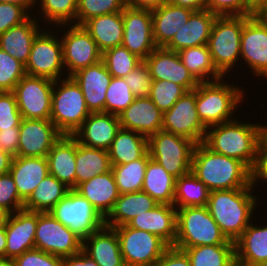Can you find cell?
Here are the masks:
<instances>
[{"instance_id":"cell-1","label":"cell","mask_w":267,"mask_h":266,"mask_svg":"<svg viewBox=\"0 0 267 266\" xmlns=\"http://www.w3.org/2000/svg\"><path fill=\"white\" fill-rule=\"evenodd\" d=\"M191 172L210 192L246 188L251 184V170L242 161L216 153L203 142L195 146Z\"/></svg>"},{"instance_id":"cell-2","label":"cell","mask_w":267,"mask_h":266,"mask_svg":"<svg viewBox=\"0 0 267 266\" xmlns=\"http://www.w3.org/2000/svg\"><path fill=\"white\" fill-rule=\"evenodd\" d=\"M254 187L215 190L209 193L207 207L226 238L235 242L251 223L258 197Z\"/></svg>"},{"instance_id":"cell-3","label":"cell","mask_w":267,"mask_h":266,"mask_svg":"<svg viewBox=\"0 0 267 266\" xmlns=\"http://www.w3.org/2000/svg\"><path fill=\"white\" fill-rule=\"evenodd\" d=\"M233 119L207 128L203 143L212 151L242 161L250 170L259 145V125Z\"/></svg>"},{"instance_id":"cell-4","label":"cell","mask_w":267,"mask_h":266,"mask_svg":"<svg viewBox=\"0 0 267 266\" xmlns=\"http://www.w3.org/2000/svg\"><path fill=\"white\" fill-rule=\"evenodd\" d=\"M222 80L199 83L196 87V110L207 128L235 119L233 113L245 98L243 89Z\"/></svg>"},{"instance_id":"cell-5","label":"cell","mask_w":267,"mask_h":266,"mask_svg":"<svg viewBox=\"0 0 267 266\" xmlns=\"http://www.w3.org/2000/svg\"><path fill=\"white\" fill-rule=\"evenodd\" d=\"M89 115L82 90L72 76L54 81L50 120L62 135H73Z\"/></svg>"},{"instance_id":"cell-6","label":"cell","mask_w":267,"mask_h":266,"mask_svg":"<svg viewBox=\"0 0 267 266\" xmlns=\"http://www.w3.org/2000/svg\"><path fill=\"white\" fill-rule=\"evenodd\" d=\"M176 211L177 234L173 247L235 244L222 233L207 206L183 207Z\"/></svg>"},{"instance_id":"cell-7","label":"cell","mask_w":267,"mask_h":266,"mask_svg":"<svg viewBox=\"0 0 267 266\" xmlns=\"http://www.w3.org/2000/svg\"><path fill=\"white\" fill-rule=\"evenodd\" d=\"M250 16H217L208 47L216 70L226 77L240 59L243 25Z\"/></svg>"},{"instance_id":"cell-8","label":"cell","mask_w":267,"mask_h":266,"mask_svg":"<svg viewBox=\"0 0 267 266\" xmlns=\"http://www.w3.org/2000/svg\"><path fill=\"white\" fill-rule=\"evenodd\" d=\"M195 146L190 139L163 130L148 138L150 158L176 179L191 172Z\"/></svg>"},{"instance_id":"cell-9","label":"cell","mask_w":267,"mask_h":266,"mask_svg":"<svg viewBox=\"0 0 267 266\" xmlns=\"http://www.w3.org/2000/svg\"><path fill=\"white\" fill-rule=\"evenodd\" d=\"M50 213L82 240L105 226V218L74 189H70Z\"/></svg>"},{"instance_id":"cell-10","label":"cell","mask_w":267,"mask_h":266,"mask_svg":"<svg viewBox=\"0 0 267 266\" xmlns=\"http://www.w3.org/2000/svg\"><path fill=\"white\" fill-rule=\"evenodd\" d=\"M126 266H152L170 247L159 236L128 225L113 227Z\"/></svg>"},{"instance_id":"cell-11","label":"cell","mask_w":267,"mask_h":266,"mask_svg":"<svg viewBox=\"0 0 267 266\" xmlns=\"http://www.w3.org/2000/svg\"><path fill=\"white\" fill-rule=\"evenodd\" d=\"M35 248L65 258L82 250V239L50 212H37Z\"/></svg>"},{"instance_id":"cell-12","label":"cell","mask_w":267,"mask_h":266,"mask_svg":"<svg viewBox=\"0 0 267 266\" xmlns=\"http://www.w3.org/2000/svg\"><path fill=\"white\" fill-rule=\"evenodd\" d=\"M48 31L41 30L35 37L25 72L27 75L56 81L63 75L61 72L66 70L63 64L62 43L56 34H52L53 30Z\"/></svg>"},{"instance_id":"cell-13","label":"cell","mask_w":267,"mask_h":266,"mask_svg":"<svg viewBox=\"0 0 267 266\" xmlns=\"http://www.w3.org/2000/svg\"><path fill=\"white\" fill-rule=\"evenodd\" d=\"M54 81L25 75L13 89L23 119H50Z\"/></svg>"},{"instance_id":"cell-14","label":"cell","mask_w":267,"mask_h":266,"mask_svg":"<svg viewBox=\"0 0 267 266\" xmlns=\"http://www.w3.org/2000/svg\"><path fill=\"white\" fill-rule=\"evenodd\" d=\"M162 130L199 144L204 141L207 127L196 110V88L187 91L168 110L163 112Z\"/></svg>"},{"instance_id":"cell-15","label":"cell","mask_w":267,"mask_h":266,"mask_svg":"<svg viewBox=\"0 0 267 266\" xmlns=\"http://www.w3.org/2000/svg\"><path fill=\"white\" fill-rule=\"evenodd\" d=\"M68 30L60 37L63 64L68 76L102 60V52L83 25L67 24Z\"/></svg>"},{"instance_id":"cell-16","label":"cell","mask_w":267,"mask_h":266,"mask_svg":"<svg viewBox=\"0 0 267 266\" xmlns=\"http://www.w3.org/2000/svg\"><path fill=\"white\" fill-rule=\"evenodd\" d=\"M122 18L124 33L121 45L144 61L157 47L153 39L151 10L126 6Z\"/></svg>"},{"instance_id":"cell-17","label":"cell","mask_w":267,"mask_h":266,"mask_svg":"<svg viewBox=\"0 0 267 266\" xmlns=\"http://www.w3.org/2000/svg\"><path fill=\"white\" fill-rule=\"evenodd\" d=\"M240 59L253 75L267 79V24L259 16H250L243 25Z\"/></svg>"},{"instance_id":"cell-18","label":"cell","mask_w":267,"mask_h":266,"mask_svg":"<svg viewBox=\"0 0 267 266\" xmlns=\"http://www.w3.org/2000/svg\"><path fill=\"white\" fill-rule=\"evenodd\" d=\"M62 136L50 119H23L19 125L17 156L46 157Z\"/></svg>"},{"instance_id":"cell-19","label":"cell","mask_w":267,"mask_h":266,"mask_svg":"<svg viewBox=\"0 0 267 266\" xmlns=\"http://www.w3.org/2000/svg\"><path fill=\"white\" fill-rule=\"evenodd\" d=\"M144 62L150 70L152 80H168L183 86L187 91L194 90L199 85L175 51L156 47Z\"/></svg>"},{"instance_id":"cell-20","label":"cell","mask_w":267,"mask_h":266,"mask_svg":"<svg viewBox=\"0 0 267 266\" xmlns=\"http://www.w3.org/2000/svg\"><path fill=\"white\" fill-rule=\"evenodd\" d=\"M37 212L19 210L9 214L6 225L5 258L14 259L35 248Z\"/></svg>"},{"instance_id":"cell-21","label":"cell","mask_w":267,"mask_h":266,"mask_svg":"<svg viewBox=\"0 0 267 266\" xmlns=\"http://www.w3.org/2000/svg\"><path fill=\"white\" fill-rule=\"evenodd\" d=\"M120 126L147 138L162 130L163 112L149 97H137L119 115Z\"/></svg>"},{"instance_id":"cell-22","label":"cell","mask_w":267,"mask_h":266,"mask_svg":"<svg viewBox=\"0 0 267 266\" xmlns=\"http://www.w3.org/2000/svg\"><path fill=\"white\" fill-rule=\"evenodd\" d=\"M79 84L90 113L105 112L106 91L112 75L102 60L72 75Z\"/></svg>"},{"instance_id":"cell-23","label":"cell","mask_w":267,"mask_h":266,"mask_svg":"<svg viewBox=\"0 0 267 266\" xmlns=\"http://www.w3.org/2000/svg\"><path fill=\"white\" fill-rule=\"evenodd\" d=\"M120 128L117 115L105 112L90 113L73 136L82 145L108 151Z\"/></svg>"},{"instance_id":"cell-24","label":"cell","mask_w":267,"mask_h":266,"mask_svg":"<svg viewBox=\"0 0 267 266\" xmlns=\"http://www.w3.org/2000/svg\"><path fill=\"white\" fill-rule=\"evenodd\" d=\"M127 225L155 234L169 246H174L177 234V211L173 205L158 204L153 209L137 215Z\"/></svg>"},{"instance_id":"cell-25","label":"cell","mask_w":267,"mask_h":266,"mask_svg":"<svg viewBox=\"0 0 267 266\" xmlns=\"http://www.w3.org/2000/svg\"><path fill=\"white\" fill-rule=\"evenodd\" d=\"M82 251L99 266H126L114 228L104 226L84 238Z\"/></svg>"},{"instance_id":"cell-26","label":"cell","mask_w":267,"mask_h":266,"mask_svg":"<svg viewBox=\"0 0 267 266\" xmlns=\"http://www.w3.org/2000/svg\"><path fill=\"white\" fill-rule=\"evenodd\" d=\"M216 17L208 9L194 11L165 48L179 52L185 48L208 44Z\"/></svg>"},{"instance_id":"cell-27","label":"cell","mask_w":267,"mask_h":266,"mask_svg":"<svg viewBox=\"0 0 267 266\" xmlns=\"http://www.w3.org/2000/svg\"><path fill=\"white\" fill-rule=\"evenodd\" d=\"M49 174L63 182L68 188H76V138L62 135L46 156Z\"/></svg>"},{"instance_id":"cell-28","label":"cell","mask_w":267,"mask_h":266,"mask_svg":"<svg viewBox=\"0 0 267 266\" xmlns=\"http://www.w3.org/2000/svg\"><path fill=\"white\" fill-rule=\"evenodd\" d=\"M9 173L14 180L19 196L25 201L49 175L47 158L15 156Z\"/></svg>"},{"instance_id":"cell-29","label":"cell","mask_w":267,"mask_h":266,"mask_svg":"<svg viewBox=\"0 0 267 266\" xmlns=\"http://www.w3.org/2000/svg\"><path fill=\"white\" fill-rule=\"evenodd\" d=\"M185 7L163 3L152 9L153 39L157 47H165L182 25L188 22L193 13Z\"/></svg>"},{"instance_id":"cell-30","label":"cell","mask_w":267,"mask_h":266,"mask_svg":"<svg viewBox=\"0 0 267 266\" xmlns=\"http://www.w3.org/2000/svg\"><path fill=\"white\" fill-rule=\"evenodd\" d=\"M105 218L120 196L112 170L79 184L75 189Z\"/></svg>"},{"instance_id":"cell-31","label":"cell","mask_w":267,"mask_h":266,"mask_svg":"<svg viewBox=\"0 0 267 266\" xmlns=\"http://www.w3.org/2000/svg\"><path fill=\"white\" fill-rule=\"evenodd\" d=\"M234 243L236 265H267V225L250 223Z\"/></svg>"},{"instance_id":"cell-32","label":"cell","mask_w":267,"mask_h":266,"mask_svg":"<svg viewBox=\"0 0 267 266\" xmlns=\"http://www.w3.org/2000/svg\"><path fill=\"white\" fill-rule=\"evenodd\" d=\"M36 20L38 19L35 16H30L20 25L11 27L0 34V48L24 66L28 62L32 43L40 30H42L39 26L40 24H38L40 21Z\"/></svg>"},{"instance_id":"cell-33","label":"cell","mask_w":267,"mask_h":266,"mask_svg":"<svg viewBox=\"0 0 267 266\" xmlns=\"http://www.w3.org/2000/svg\"><path fill=\"white\" fill-rule=\"evenodd\" d=\"M158 203L143 191L120 194L113 208L105 217V226L127 225L137 215L156 207Z\"/></svg>"},{"instance_id":"cell-34","label":"cell","mask_w":267,"mask_h":266,"mask_svg":"<svg viewBox=\"0 0 267 266\" xmlns=\"http://www.w3.org/2000/svg\"><path fill=\"white\" fill-rule=\"evenodd\" d=\"M83 27L102 53L122 44L124 33L122 12L93 17L87 20Z\"/></svg>"},{"instance_id":"cell-35","label":"cell","mask_w":267,"mask_h":266,"mask_svg":"<svg viewBox=\"0 0 267 266\" xmlns=\"http://www.w3.org/2000/svg\"><path fill=\"white\" fill-rule=\"evenodd\" d=\"M148 151V138L120 128L108 150L112 166L123 165L140 159Z\"/></svg>"},{"instance_id":"cell-36","label":"cell","mask_w":267,"mask_h":266,"mask_svg":"<svg viewBox=\"0 0 267 266\" xmlns=\"http://www.w3.org/2000/svg\"><path fill=\"white\" fill-rule=\"evenodd\" d=\"M112 170L109 153L80 144L76 139V187Z\"/></svg>"},{"instance_id":"cell-37","label":"cell","mask_w":267,"mask_h":266,"mask_svg":"<svg viewBox=\"0 0 267 266\" xmlns=\"http://www.w3.org/2000/svg\"><path fill=\"white\" fill-rule=\"evenodd\" d=\"M175 180L171 174L151 158L148 160L142 190L158 204L173 205Z\"/></svg>"},{"instance_id":"cell-38","label":"cell","mask_w":267,"mask_h":266,"mask_svg":"<svg viewBox=\"0 0 267 266\" xmlns=\"http://www.w3.org/2000/svg\"><path fill=\"white\" fill-rule=\"evenodd\" d=\"M69 190L63 182L49 174L24 201V209L39 213L50 212Z\"/></svg>"},{"instance_id":"cell-39","label":"cell","mask_w":267,"mask_h":266,"mask_svg":"<svg viewBox=\"0 0 267 266\" xmlns=\"http://www.w3.org/2000/svg\"><path fill=\"white\" fill-rule=\"evenodd\" d=\"M177 53L184 66L199 83L224 79L213 65L207 44L185 48Z\"/></svg>"},{"instance_id":"cell-40","label":"cell","mask_w":267,"mask_h":266,"mask_svg":"<svg viewBox=\"0 0 267 266\" xmlns=\"http://www.w3.org/2000/svg\"><path fill=\"white\" fill-rule=\"evenodd\" d=\"M183 250L191 266H236L235 244L202 245Z\"/></svg>"},{"instance_id":"cell-41","label":"cell","mask_w":267,"mask_h":266,"mask_svg":"<svg viewBox=\"0 0 267 266\" xmlns=\"http://www.w3.org/2000/svg\"><path fill=\"white\" fill-rule=\"evenodd\" d=\"M209 193V189L192 172H189L175 180L173 206L176 209L207 206Z\"/></svg>"},{"instance_id":"cell-42","label":"cell","mask_w":267,"mask_h":266,"mask_svg":"<svg viewBox=\"0 0 267 266\" xmlns=\"http://www.w3.org/2000/svg\"><path fill=\"white\" fill-rule=\"evenodd\" d=\"M149 159L150 154L147 151L140 159L123 165L112 166V173L120 194L142 190Z\"/></svg>"},{"instance_id":"cell-43","label":"cell","mask_w":267,"mask_h":266,"mask_svg":"<svg viewBox=\"0 0 267 266\" xmlns=\"http://www.w3.org/2000/svg\"><path fill=\"white\" fill-rule=\"evenodd\" d=\"M35 2H39L37 4L40 6L39 11L41 9V15L47 24L55 23L57 28H63L69 23L75 24L77 0H35Z\"/></svg>"},{"instance_id":"cell-44","label":"cell","mask_w":267,"mask_h":266,"mask_svg":"<svg viewBox=\"0 0 267 266\" xmlns=\"http://www.w3.org/2000/svg\"><path fill=\"white\" fill-rule=\"evenodd\" d=\"M102 61L112 77H125L143 60L120 45L103 52Z\"/></svg>"},{"instance_id":"cell-45","label":"cell","mask_w":267,"mask_h":266,"mask_svg":"<svg viewBox=\"0 0 267 266\" xmlns=\"http://www.w3.org/2000/svg\"><path fill=\"white\" fill-rule=\"evenodd\" d=\"M135 98L123 77H112L106 91L105 113L118 116Z\"/></svg>"},{"instance_id":"cell-46","label":"cell","mask_w":267,"mask_h":266,"mask_svg":"<svg viewBox=\"0 0 267 266\" xmlns=\"http://www.w3.org/2000/svg\"><path fill=\"white\" fill-rule=\"evenodd\" d=\"M125 7L124 0H77L75 24L83 25L93 17L122 12Z\"/></svg>"},{"instance_id":"cell-47","label":"cell","mask_w":267,"mask_h":266,"mask_svg":"<svg viewBox=\"0 0 267 266\" xmlns=\"http://www.w3.org/2000/svg\"><path fill=\"white\" fill-rule=\"evenodd\" d=\"M187 90L168 80H152L149 98L162 111H168Z\"/></svg>"},{"instance_id":"cell-48","label":"cell","mask_w":267,"mask_h":266,"mask_svg":"<svg viewBox=\"0 0 267 266\" xmlns=\"http://www.w3.org/2000/svg\"><path fill=\"white\" fill-rule=\"evenodd\" d=\"M25 75V66L0 48V92L13 91Z\"/></svg>"},{"instance_id":"cell-49","label":"cell","mask_w":267,"mask_h":266,"mask_svg":"<svg viewBox=\"0 0 267 266\" xmlns=\"http://www.w3.org/2000/svg\"><path fill=\"white\" fill-rule=\"evenodd\" d=\"M0 207L9 214L24 209V200L19 196L10 173L0 175Z\"/></svg>"},{"instance_id":"cell-50","label":"cell","mask_w":267,"mask_h":266,"mask_svg":"<svg viewBox=\"0 0 267 266\" xmlns=\"http://www.w3.org/2000/svg\"><path fill=\"white\" fill-rule=\"evenodd\" d=\"M22 120L12 91L0 92V130L19 127Z\"/></svg>"},{"instance_id":"cell-51","label":"cell","mask_w":267,"mask_h":266,"mask_svg":"<svg viewBox=\"0 0 267 266\" xmlns=\"http://www.w3.org/2000/svg\"><path fill=\"white\" fill-rule=\"evenodd\" d=\"M123 78L136 98L149 97L152 78L144 61Z\"/></svg>"},{"instance_id":"cell-52","label":"cell","mask_w":267,"mask_h":266,"mask_svg":"<svg viewBox=\"0 0 267 266\" xmlns=\"http://www.w3.org/2000/svg\"><path fill=\"white\" fill-rule=\"evenodd\" d=\"M16 266H63V258L41 251L31 249L15 257Z\"/></svg>"},{"instance_id":"cell-53","label":"cell","mask_w":267,"mask_h":266,"mask_svg":"<svg viewBox=\"0 0 267 266\" xmlns=\"http://www.w3.org/2000/svg\"><path fill=\"white\" fill-rule=\"evenodd\" d=\"M31 16L23 7L12 3H0V34L20 25Z\"/></svg>"},{"instance_id":"cell-54","label":"cell","mask_w":267,"mask_h":266,"mask_svg":"<svg viewBox=\"0 0 267 266\" xmlns=\"http://www.w3.org/2000/svg\"><path fill=\"white\" fill-rule=\"evenodd\" d=\"M206 9L216 16H245V0H207Z\"/></svg>"},{"instance_id":"cell-55","label":"cell","mask_w":267,"mask_h":266,"mask_svg":"<svg viewBox=\"0 0 267 266\" xmlns=\"http://www.w3.org/2000/svg\"><path fill=\"white\" fill-rule=\"evenodd\" d=\"M152 266H191V262L183 250L170 246Z\"/></svg>"},{"instance_id":"cell-56","label":"cell","mask_w":267,"mask_h":266,"mask_svg":"<svg viewBox=\"0 0 267 266\" xmlns=\"http://www.w3.org/2000/svg\"><path fill=\"white\" fill-rule=\"evenodd\" d=\"M260 180L267 183V148H257L256 160L251 169V185L255 188Z\"/></svg>"},{"instance_id":"cell-57","label":"cell","mask_w":267,"mask_h":266,"mask_svg":"<svg viewBox=\"0 0 267 266\" xmlns=\"http://www.w3.org/2000/svg\"><path fill=\"white\" fill-rule=\"evenodd\" d=\"M19 147V127L0 130V150L17 156Z\"/></svg>"},{"instance_id":"cell-58","label":"cell","mask_w":267,"mask_h":266,"mask_svg":"<svg viewBox=\"0 0 267 266\" xmlns=\"http://www.w3.org/2000/svg\"><path fill=\"white\" fill-rule=\"evenodd\" d=\"M63 266H99L93 259L82 250L68 257L63 258Z\"/></svg>"},{"instance_id":"cell-59","label":"cell","mask_w":267,"mask_h":266,"mask_svg":"<svg viewBox=\"0 0 267 266\" xmlns=\"http://www.w3.org/2000/svg\"><path fill=\"white\" fill-rule=\"evenodd\" d=\"M267 8V0H245V16H259Z\"/></svg>"},{"instance_id":"cell-60","label":"cell","mask_w":267,"mask_h":266,"mask_svg":"<svg viewBox=\"0 0 267 266\" xmlns=\"http://www.w3.org/2000/svg\"><path fill=\"white\" fill-rule=\"evenodd\" d=\"M127 7L141 9H155L166 2V0H124Z\"/></svg>"},{"instance_id":"cell-61","label":"cell","mask_w":267,"mask_h":266,"mask_svg":"<svg viewBox=\"0 0 267 266\" xmlns=\"http://www.w3.org/2000/svg\"><path fill=\"white\" fill-rule=\"evenodd\" d=\"M207 0H166L167 3L188 8L193 11L206 9Z\"/></svg>"},{"instance_id":"cell-62","label":"cell","mask_w":267,"mask_h":266,"mask_svg":"<svg viewBox=\"0 0 267 266\" xmlns=\"http://www.w3.org/2000/svg\"><path fill=\"white\" fill-rule=\"evenodd\" d=\"M14 156L0 150V175L9 173Z\"/></svg>"},{"instance_id":"cell-63","label":"cell","mask_w":267,"mask_h":266,"mask_svg":"<svg viewBox=\"0 0 267 266\" xmlns=\"http://www.w3.org/2000/svg\"><path fill=\"white\" fill-rule=\"evenodd\" d=\"M0 3H12L23 7L27 12L36 4L35 0H0ZM32 6V7H31Z\"/></svg>"},{"instance_id":"cell-64","label":"cell","mask_w":267,"mask_h":266,"mask_svg":"<svg viewBox=\"0 0 267 266\" xmlns=\"http://www.w3.org/2000/svg\"><path fill=\"white\" fill-rule=\"evenodd\" d=\"M259 141L258 148H267V125L259 124Z\"/></svg>"},{"instance_id":"cell-65","label":"cell","mask_w":267,"mask_h":266,"mask_svg":"<svg viewBox=\"0 0 267 266\" xmlns=\"http://www.w3.org/2000/svg\"><path fill=\"white\" fill-rule=\"evenodd\" d=\"M6 232L5 227L0 228V258H5Z\"/></svg>"},{"instance_id":"cell-66","label":"cell","mask_w":267,"mask_h":266,"mask_svg":"<svg viewBox=\"0 0 267 266\" xmlns=\"http://www.w3.org/2000/svg\"><path fill=\"white\" fill-rule=\"evenodd\" d=\"M9 213L0 207V228L5 227Z\"/></svg>"},{"instance_id":"cell-67","label":"cell","mask_w":267,"mask_h":266,"mask_svg":"<svg viewBox=\"0 0 267 266\" xmlns=\"http://www.w3.org/2000/svg\"><path fill=\"white\" fill-rule=\"evenodd\" d=\"M0 266H16L13 259L0 258Z\"/></svg>"},{"instance_id":"cell-68","label":"cell","mask_w":267,"mask_h":266,"mask_svg":"<svg viewBox=\"0 0 267 266\" xmlns=\"http://www.w3.org/2000/svg\"><path fill=\"white\" fill-rule=\"evenodd\" d=\"M259 17L267 24V8L259 15Z\"/></svg>"},{"instance_id":"cell-69","label":"cell","mask_w":267,"mask_h":266,"mask_svg":"<svg viewBox=\"0 0 267 266\" xmlns=\"http://www.w3.org/2000/svg\"><path fill=\"white\" fill-rule=\"evenodd\" d=\"M236 266H262V265H236ZM263 266H267V265H263Z\"/></svg>"}]
</instances>
